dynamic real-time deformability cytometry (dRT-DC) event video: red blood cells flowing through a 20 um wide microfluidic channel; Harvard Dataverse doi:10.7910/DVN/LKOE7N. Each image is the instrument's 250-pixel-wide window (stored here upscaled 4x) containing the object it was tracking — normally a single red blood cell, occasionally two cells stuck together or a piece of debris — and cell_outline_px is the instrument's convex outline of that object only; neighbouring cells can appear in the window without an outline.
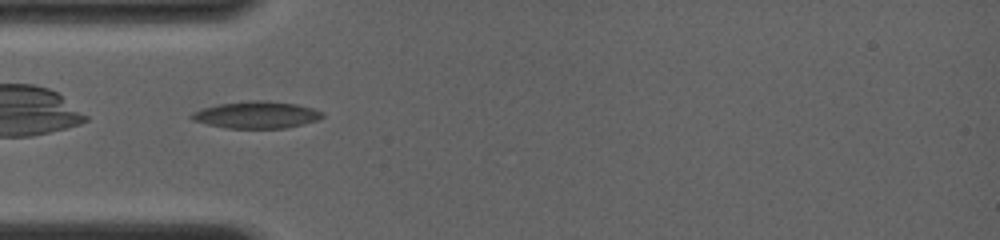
{"species": "common noctule bat (a hibernating species)", "species_latin": "Nyctalus noctula", "temperature_condition": "room temperature", "stored_images_in_passage": 30, "camera_frame_rate_fps": 4000, "um_per_image_px": 0.085, "animal": {"sex": "female", "body_mass_g": 19.0, "forearm_length_mm": 56.7}, "frame": {"image": 1, "passage_image": 2, "time_ms": 0.25, "image_size_px": [1000, 240], "cell_outline_px": [[324, 116], [316, 120], [304, 124], [284, 128], [224, 128], [192, 120], [188, 116], [192, 112], [200, 108], [216, 104], [248, 100], [264, 100], [296, 104], [312, 108], [324, 112]], "centroid_in_image_um": [21.75, 9.75], "position_along_channel_um": 63.2, "area_um2": 20.75}}
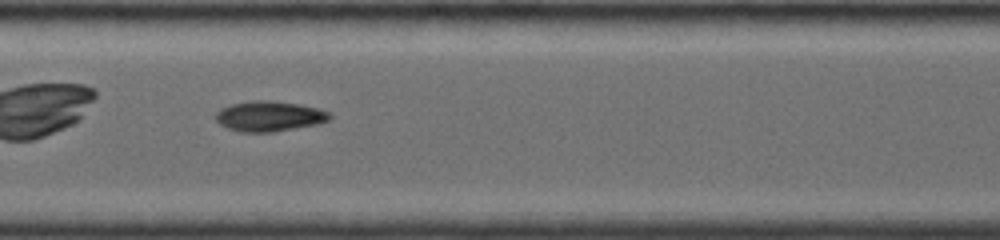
{"frame": {"image": 2, "passage_image": 10, "time_ms": 3.25, "image_size_px": [1000, 240], "cell_outline_px": [[332, 116], [328, 120], [316, 124], [272, 132], [240, 132], [228, 128], [220, 124], [216, 120], [216, 112], [220, 108], [232, 104], [252, 100], [272, 100], [300, 104], [316, 108], [328, 112]], "centroid_in_image_um": [22.86, 9.87], "position_along_channel_um": 184.5, "area_um2": 20.0}}
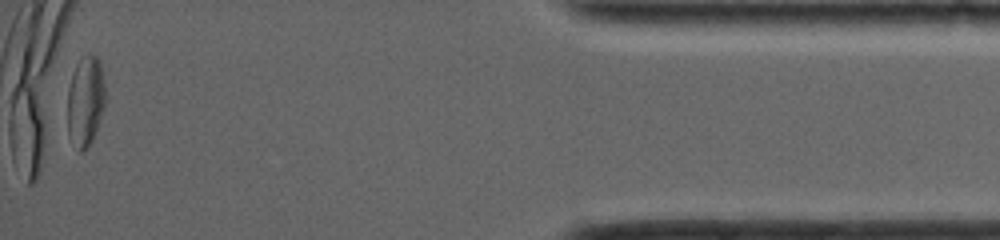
{"frame": {"image": 3, "passage_image": 29, "time_ms": 10.75, "image_size_px": [1000, 240], "cell_outline_px": [[104, 108], [92, 140], [88, 148], [80, 152], [76, 152], [68, 136], [68, 88], [72, 72], [80, 56], [88, 52], [96, 56], [100, 64], [104, 84]], "centroid_in_image_um": [7.23, 8.6], "position_along_channel_um": 428.0, "area_um2": 20.17}, "authors_computed_cell_mechanics": {"area_um2": 19.7098, "velocity_mm_per_s": 4.0534, "shape_relaxation_time_tau1_ms": 2.9168, "shape_relaxation_time_tau2_ms": null, "deformation_change_tau1": 0.1148, "deformation_change_tau2": null}}